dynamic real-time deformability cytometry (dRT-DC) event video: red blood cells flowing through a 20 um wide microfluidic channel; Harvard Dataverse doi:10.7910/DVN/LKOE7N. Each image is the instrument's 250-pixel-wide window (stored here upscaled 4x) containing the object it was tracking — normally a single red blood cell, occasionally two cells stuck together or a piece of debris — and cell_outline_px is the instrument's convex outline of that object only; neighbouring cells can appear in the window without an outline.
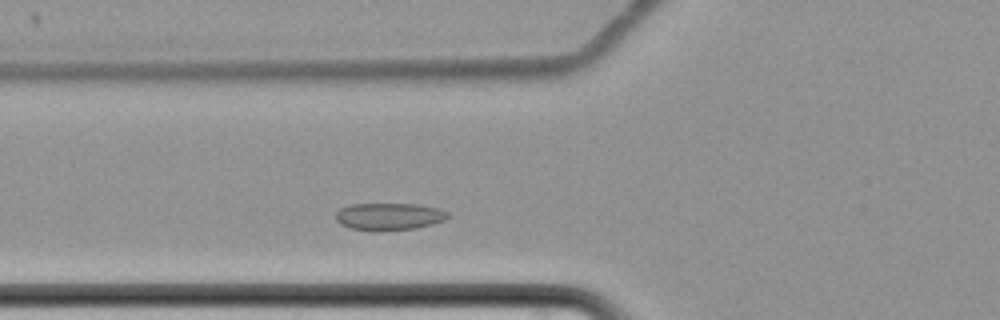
{"species": "common noctule bat (a hibernating species)", "species_latin": "Nyctalus noctula", "temperature_condition": "cold", "stored_images_in_passage": 33, "camera_frame_rate_fps": 3000, "um_per_image_px": 0.085, "animal": {"sex": "female", "body_mass_g": 22.7, "forearm_length_mm": 54.2}, "frame": {"image": 1, "passage_image": 4, "time_ms": 1.0, "image_size_px": [1000, 320], "cell_outline_px": [[448, 216], [444, 220], [432, 224], [416, 228], [380, 232], [376, 232], [352, 228], [340, 224], [336, 220], [336, 212], [340, 208], [352, 204], [416, 204], [440, 208], [448, 212]], "centroid_in_image_um": [33.06, 18.41], "position_along_channel_um": 92.7, "area_um2": 17.98}}
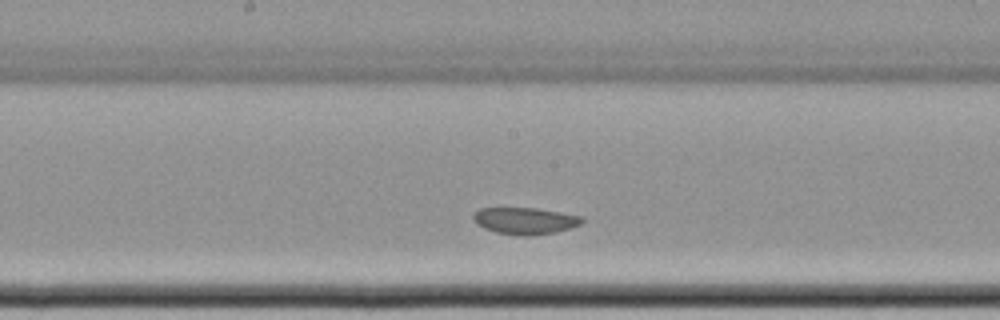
{"frame": {"image": 2, "passage_image": 14, "time_ms": 4.333, "image_size_px": [1000, 320], "cell_outline_px": [[584, 220], [580, 224], [556, 232], [528, 236], [524, 236], [496, 232], [484, 228], [476, 224], [472, 216], [480, 208], [536, 208], [560, 212], [580, 216]], "centroid_in_image_um": [44.6, 18.76], "position_along_channel_um": 203.6, "area_um2": 16.76}}
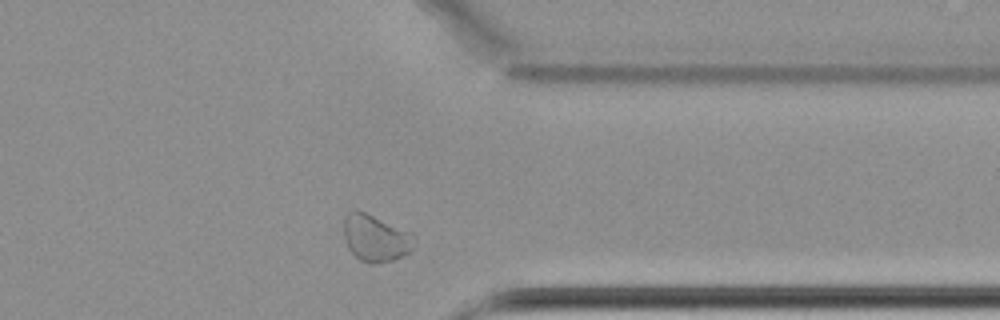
{"frame": {"image": 3, "passage_image": 30, "time_ms": 9.667, "image_size_px": [1000, 320], "cell_outline_px": [[416, 236], [412, 252], [404, 256], [392, 260], [376, 264], [372, 264], [360, 260], [348, 248], [344, 236], [344, 216], [348, 212], [364, 212], [412, 232]], "centroid_in_image_um": [31.97, 20.27], "position_along_channel_um": 379.4, "area_um2": 19.31}, "authors_computed_cell_mechanics": {"area_um2": 17.918, "velocity_mm_per_s": 3.3451, "shape_relaxation_time_tau1_ms": null, "shape_relaxation_time_tau2_ms": 0.2767, "deformation_change_tau1": null, "deformation_change_tau2": 0.042}}